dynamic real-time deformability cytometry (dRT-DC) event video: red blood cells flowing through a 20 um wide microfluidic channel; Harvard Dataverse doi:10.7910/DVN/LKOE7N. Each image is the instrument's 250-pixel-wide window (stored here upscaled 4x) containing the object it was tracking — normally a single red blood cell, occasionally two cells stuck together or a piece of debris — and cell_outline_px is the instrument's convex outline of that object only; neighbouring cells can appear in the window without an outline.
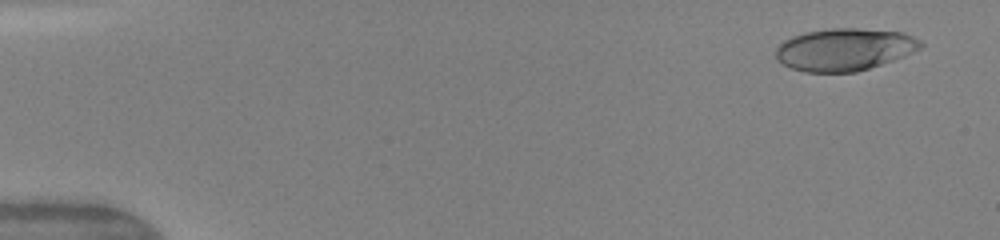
{"species": "human", "species_latin": "Homo sapiens", "temperature_condition": "warm", "stored_images_in_passage": 49, "camera_frame_rate_fps": 3000, "um_per_image_px": 0.085, "donor": {"sex": "female"}, "frame": {"image": 1, "passage_image": 3, "time_ms": 0.667, "image_size_px": [1000, 240], "cell_outline_px": [[924, 44], [920, 48], [904, 56], [856, 72], [804, 72], [792, 68], [776, 60], [776, 48], [784, 40], [792, 36], [804, 32], [832, 28], [856, 28], [900, 32], [912, 36], [920, 40]], "centroid_in_image_um": [71.75, 4.2], "position_along_channel_um": 13.2, "area_um2": 35.55}}
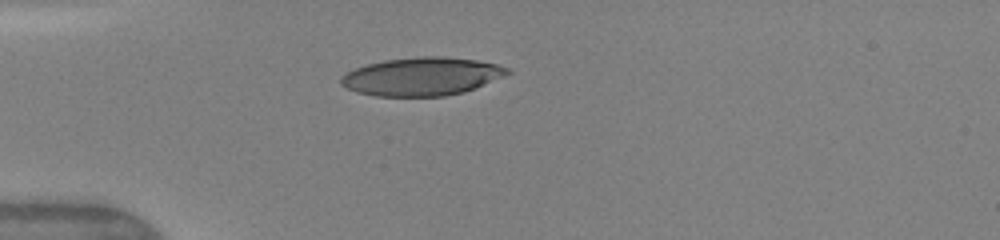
{"frame": {"image": 2, "passage_image": 14, "time_ms": 4.333, "image_size_px": [1000, 240], "cell_outline_px": [[512, 72], [464, 92], [444, 96], [376, 96], [356, 92], [340, 84], [340, 76], [356, 68], [368, 64], [384, 60], [420, 56], [444, 56], [476, 60], [496, 64], [508, 68]], "centroid_in_image_um": [35.83, 6.49], "position_along_channel_um": 49.2, "area_um2": 36.82}}
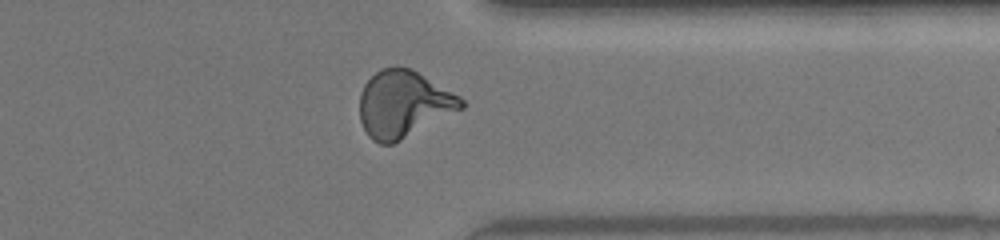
{"frame": {"image": 3, "passage_image": 39, "time_ms": 12.667, "image_size_px": [1000, 240], "cell_outline_px": [[464, 108], [392, 144], [380, 144], [372, 140], [368, 136], [360, 120], [360, 92], [364, 84], [380, 68], [400, 64], [412, 68], [460, 96], [464, 100]], "centroid_in_image_um": [34.29, 8.81], "position_along_channel_um": 377.1, "area_um2": 39.77}, "authors_computed_cell_mechanics": {"area_um2": 37.3966, "velocity_mm_per_s": 4.171, "shape_relaxation_time_tau1_ms": 6.9444, "shape_relaxation_time_tau2_ms": 0.8431, "deformation_change_tau1": 0.2647, "deformation_change_tau2": 0.0835}}